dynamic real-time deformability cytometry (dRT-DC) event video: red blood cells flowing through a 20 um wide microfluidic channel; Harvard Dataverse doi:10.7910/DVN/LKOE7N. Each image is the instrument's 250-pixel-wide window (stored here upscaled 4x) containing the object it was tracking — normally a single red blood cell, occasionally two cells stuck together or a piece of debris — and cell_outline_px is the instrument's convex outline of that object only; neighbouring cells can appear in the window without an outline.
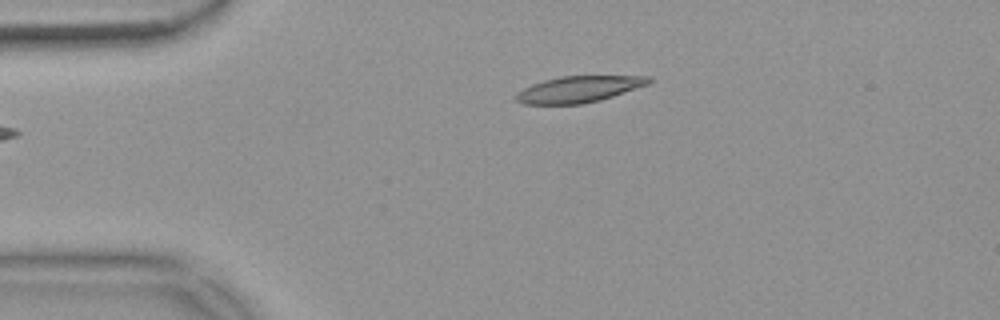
{"species": "common noctule bat (a hibernating species)", "species_latin": "Nyctalus noctula", "temperature_condition": "warm", "stored_images_in_passage": 17, "camera_frame_rate_fps": 3000, "um_per_image_px": 0.085, "animal": {"sex": "female", "body_mass_g": 18.4}, "frame": {"image": 1, "passage_image": 1, "time_ms": 0.0, "image_size_px": [1000, 320], "cell_outline_px": [[652, 80], [648, 84], [600, 100], [584, 104], [524, 104], [516, 100], [512, 96], [524, 88], [532, 84], [544, 80], [560, 76], [652, 76]], "centroid_in_image_um": [49.17, 7.58], "position_along_channel_um": 35.8, "area_um2": 20.29}}